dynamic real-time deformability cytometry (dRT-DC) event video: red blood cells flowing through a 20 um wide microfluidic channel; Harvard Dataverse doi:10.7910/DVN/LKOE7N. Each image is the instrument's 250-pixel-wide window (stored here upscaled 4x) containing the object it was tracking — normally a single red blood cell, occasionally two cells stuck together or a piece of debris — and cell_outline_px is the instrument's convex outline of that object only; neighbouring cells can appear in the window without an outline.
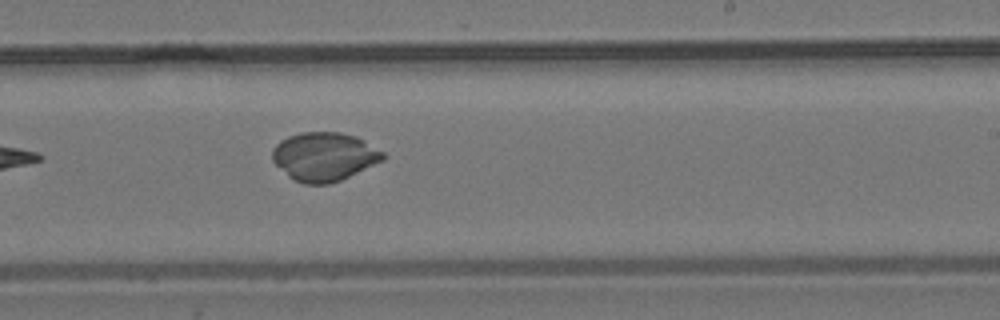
{"species": "common noctule bat (a hibernating species)", "species_latin": "Nyctalus noctula", "temperature_condition": "room temperature", "stored_images_in_passage": 8, "camera_frame_rate_fps": 3000, "um_per_image_px": 0.085, "animal": {"sex": "male", "body_mass_g": 19.2, "forearm_length_mm": 51.8}, "frame": {"image": 1, "passage_image": 8, "time_ms": 8.333, "image_size_px": [1000, 320], "cell_outline_px": [[388, 156], [384, 160], [340, 180], [328, 184], [304, 184], [292, 180], [272, 160], [272, 148], [280, 140], [288, 136], [300, 132], [340, 132], [356, 136], [364, 140], [384, 152]], "centroid_in_image_um": [27.56, 13.3], "position_along_channel_um": 261.4, "area_um2": 31.56}}